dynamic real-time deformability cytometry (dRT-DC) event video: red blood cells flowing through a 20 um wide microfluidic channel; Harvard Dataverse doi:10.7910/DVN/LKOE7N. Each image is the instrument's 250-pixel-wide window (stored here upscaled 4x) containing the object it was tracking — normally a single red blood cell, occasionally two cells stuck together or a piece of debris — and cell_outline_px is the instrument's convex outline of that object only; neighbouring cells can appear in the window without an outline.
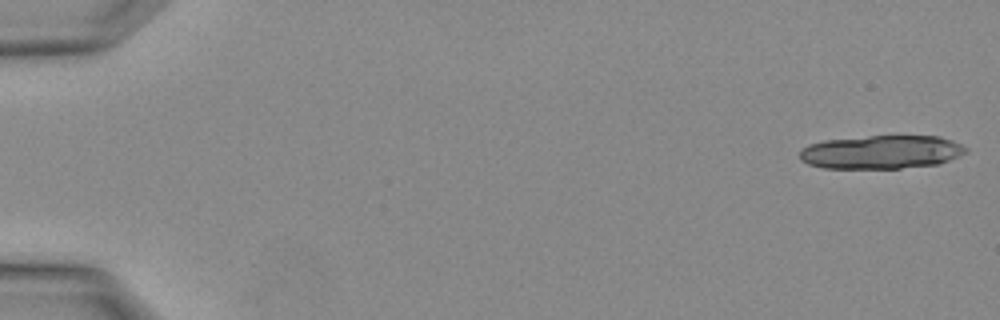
{"species": "Egyptian fruit bat (a non-hibernating species)", "species_latin": "Rousettus aegyptiacus", "temperature_condition": "warm", "stored_images_in_passage": 3, "camera_frame_rate_fps": 3000, "um_per_image_px": 0.085, "animal": {"sex": "female"}, "frame": {"image": 1, "passage_image": 1, "time_ms": 0.0, "image_size_px": [1000, 320], "cell_outline_px": [[968, 152], [960, 156], [940, 164], [900, 168], [820, 168], [808, 164], [800, 160], [800, 152], [808, 144], [824, 140], [868, 136], [940, 136], [952, 140], [968, 148]], "centroid_in_image_um": [74.94, 12.93], "position_along_channel_um": 10.1, "area_um2": 32.66}}